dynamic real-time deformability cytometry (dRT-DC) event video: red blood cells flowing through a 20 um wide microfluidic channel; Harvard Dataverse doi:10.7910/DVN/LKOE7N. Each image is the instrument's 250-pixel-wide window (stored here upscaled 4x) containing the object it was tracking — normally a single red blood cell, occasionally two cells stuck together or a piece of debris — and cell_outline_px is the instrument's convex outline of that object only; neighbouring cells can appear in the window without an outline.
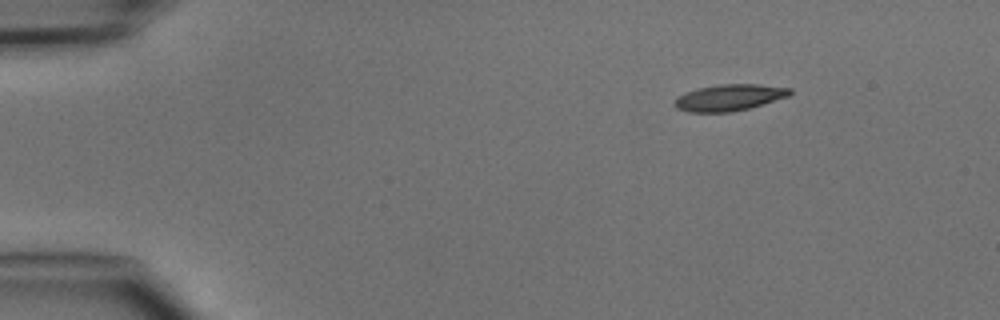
{"species": "common noctule bat (a hibernating species)", "species_latin": "Nyctalus noctula", "temperature_condition": "cold", "stored_images_in_passage": 2, "camera_frame_rate_fps": 3000, "um_per_image_px": 0.085, "animal": {"sex": "male", "body_mass_g": 15.6}, "frame": {"image": 1, "passage_image": 1, "time_ms": 0.0, "image_size_px": [1000, 320], "cell_outline_px": [[792, 92], [788, 96], [748, 108], [732, 112], [688, 112], [676, 108], [672, 104], [676, 96], [684, 92], [696, 88], [720, 84], [756, 84], [792, 88]], "centroid_in_image_um": [61.91, 8.29], "position_along_channel_um": 23.1, "area_um2": 17.86}}